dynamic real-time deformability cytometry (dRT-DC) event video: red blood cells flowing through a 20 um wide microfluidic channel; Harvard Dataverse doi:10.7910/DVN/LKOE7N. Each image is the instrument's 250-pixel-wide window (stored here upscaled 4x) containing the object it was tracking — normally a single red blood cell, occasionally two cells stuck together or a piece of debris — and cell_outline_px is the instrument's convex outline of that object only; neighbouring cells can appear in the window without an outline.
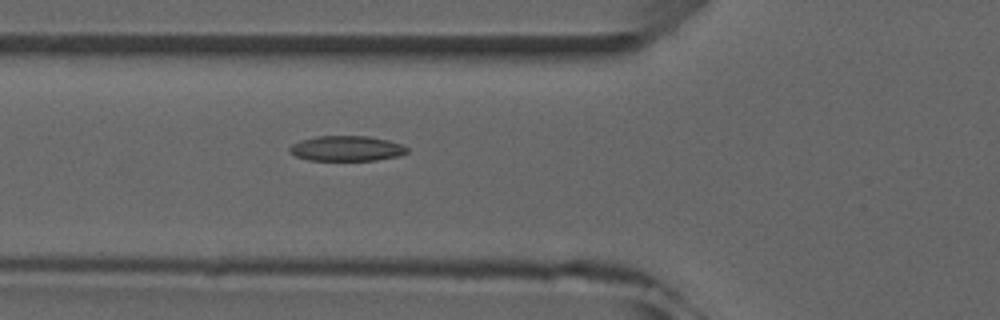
{"species": "common noctule bat (a hibernating species)", "species_latin": "Nyctalus noctula", "temperature_condition": "room temperature", "stored_images_in_passage": 2, "camera_frame_rate_fps": 3000, "um_per_image_px": 0.085, "animal": {"sex": "male", "forearm_length_mm": 52.5}, "frame": {"image": 1, "passage_image": 2, "time_ms": 1.0, "image_size_px": [1000, 320], "cell_outline_px": [[408, 152], [400, 156], [376, 160], [308, 160], [296, 156], [288, 152], [288, 148], [292, 144], [300, 140], [316, 136], [368, 136], [388, 140], [400, 144], [408, 148]], "centroid_in_image_um": [29.44, 12.62], "position_along_channel_um": 96.4, "area_um2": 17.34}}